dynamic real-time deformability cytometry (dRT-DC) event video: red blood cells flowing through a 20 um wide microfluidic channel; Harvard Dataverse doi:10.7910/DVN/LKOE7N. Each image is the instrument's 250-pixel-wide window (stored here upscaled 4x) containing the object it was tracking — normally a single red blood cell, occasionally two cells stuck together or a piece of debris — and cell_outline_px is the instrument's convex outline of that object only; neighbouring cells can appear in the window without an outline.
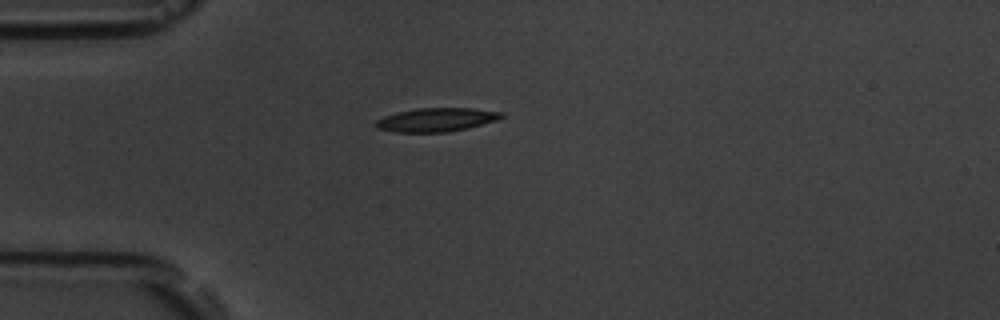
{"species": "common noctule bat (a hibernating species)", "species_latin": "Nyctalus noctula", "temperature_condition": "room temperature", "stored_images_in_passage": 6, "camera_frame_rate_fps": 3000, "um_per_image_px": 0.085, "animal": {"sex": "male", "body_mass_g": 19.5, "forearm_length_mm": 54.6}, "frame": {"image": 1, "passage_image": 1, "time_ms": 0.0, "image_size_px": [1000, 320], "cell_outline_px": [[504, 116], [496, 120], [468, 128], [448, 132], [396, 132], [376, 128], [376, 120], [384, 116], [396, 112], [416, 108], [472, 108], [504, 112]], "centroid_in_image_um": [37.09, 10.17], "position_along_channel_um": 47.9, "area_um2": 17.34}}
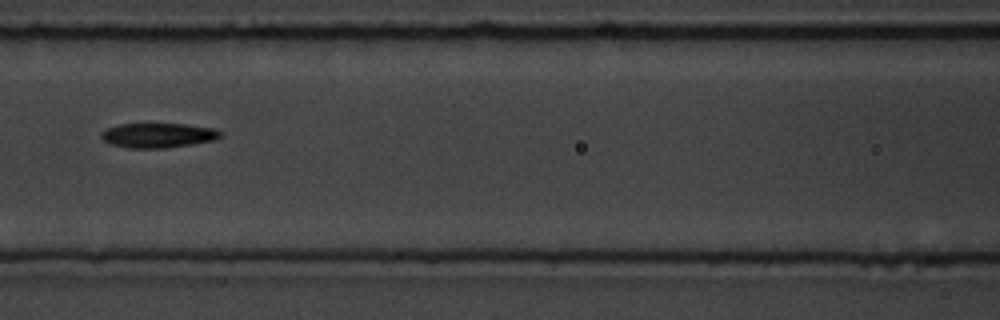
{"frame": {"image": 2, "passage_image": 4, "time_ms": 3.333, "image_size_px": [1000, 320], "cell_outline_px": [[224, 136], [216, 140], [192, 144], [164, 148], [128, 148], [108, 144], [100, 136], [100, 132], [104, 128], [120, 124], [184, 124], [216, 128]], "centroid_in_image_um": [13.42, 11.5], "position_along_channel_um": 153.2, "area_um2": 17.4}}
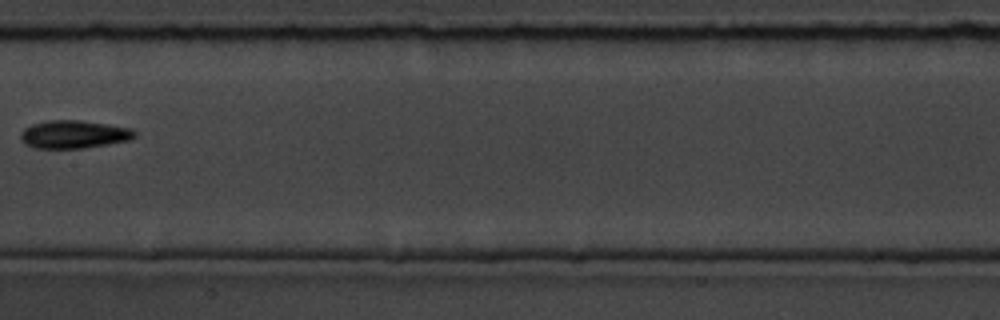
{"frame": {"image": 3, "passage_image": 5, "time_ms": 4.667, "image_size_px": [1000, 320], "cell_outline_px": [[136, 136], [132, 140], [84, 148], [32, 148], [24, 144], [20, 140], [20, 132], [24, 128], [32, 124], [48, 120], [80, 120], [108, 124], [128, 128], [136, 132]], "centroid_in_image_um": [6.24, 11.42], "position_along_channel_um": 201.2, "area_um2": 18.79}}